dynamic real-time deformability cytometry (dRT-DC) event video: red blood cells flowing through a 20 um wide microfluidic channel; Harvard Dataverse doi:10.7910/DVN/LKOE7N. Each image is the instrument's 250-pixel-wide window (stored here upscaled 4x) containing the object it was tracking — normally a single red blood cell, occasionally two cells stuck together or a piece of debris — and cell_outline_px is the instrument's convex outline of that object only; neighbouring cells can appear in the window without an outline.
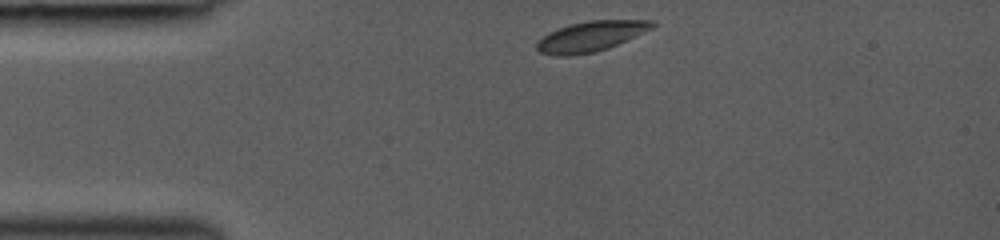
{"species": "common noctule bat (a hibernating species)", "species_latin": "Nyctalus noctula", "temperature_condition": "room temperature", "stored_images_in_passage": 47, "camera_frame_rate_fps": 3000, "um_per_image_px": 0.085, "animal": {"sex": "female", "body_mass_g": 19.0, "forearm_length_mm": 53.3}, "frame": {"image": 1, "passage_image": 1, "time_ms": 0.0, "image_size_px": [1000, 240], "cell_outline_px": [[656, 24], [652, 28], [636, 36], [608, 48], [596, 52], [572, 56], [556, 56], [540, 52], [536, 48], [536, 44], [548, 32], [572, 24], [588, 20], [652, 20]], "centroid_in_image_um": [50.22, 3.1], "position_along_channel_um": 34.8, "area_um2": 20.23}}
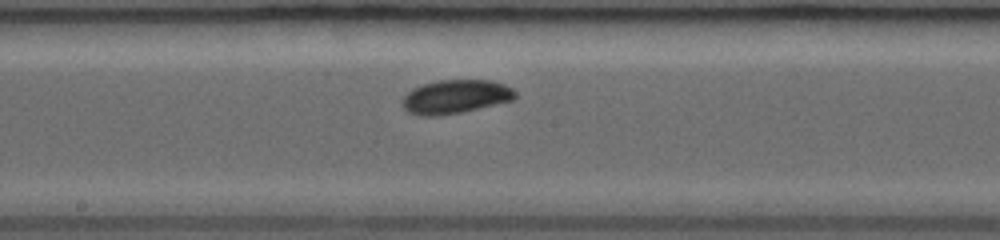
{"frame": {"image": 2, "passage_image": 19, "time_ms": 5.0, "image_size_px": [1000, 240], "cell_outline_px": [[516, 96], [512, 100], [460, 112], [436, 116], [420, 116], [408, 112], [400, 104], [400, 100], [412, 88], [424, 84], [440, 80], [492, 80], [504, 84], [512, 88], [516, 92]], "centroid_in_image_um": [38.67, 8.21], "position_along_channel_um": 209.5, "area_um2": 22.14}}
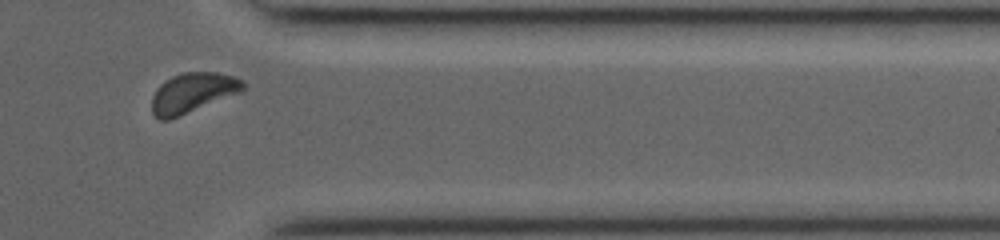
{"frame": {"image": 3, "passage_image": 39, "time_ms": 9.333, "image_size_px": [1000, 240], "cell_outline_px": [[244, 88], [240, 92], [180, 116], [168, 120], [160, 120], [152, 112], [152, 96], [156, 88], [164, 80], [180, 72], [216, 72], [232, 76], [240, 80], [244, 84]], "centroid_in_image_um": [16.32, 7.88], "position_along_channel_um": 395.1, "area_um2": 21.1}}